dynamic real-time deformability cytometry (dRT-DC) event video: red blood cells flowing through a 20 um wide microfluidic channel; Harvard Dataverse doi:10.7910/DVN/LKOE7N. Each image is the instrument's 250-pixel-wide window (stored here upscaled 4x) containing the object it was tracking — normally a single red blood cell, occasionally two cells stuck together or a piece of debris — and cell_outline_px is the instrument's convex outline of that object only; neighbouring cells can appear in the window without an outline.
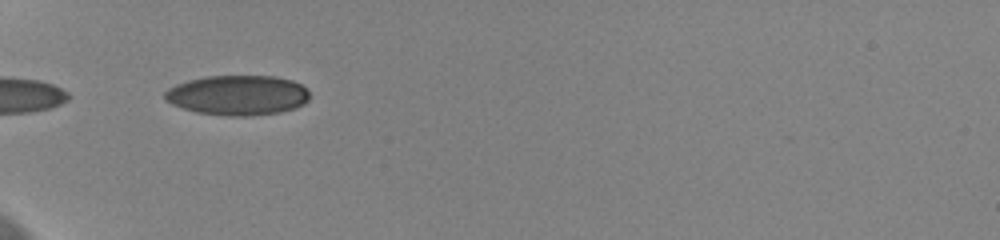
{"species": "human", "species_latin": "Homo sapiens", "temperature_condition": "cold", "stored_images_in_passage": 37, "camera_frame_rate_fps": 3000, "um_per_image_px": 0.085, "donor": {"sex": "female"}, "frame": {"image": 1, "passage_image": 1, "time_ms": 0.0, "image_size_px": [1000, 240], "cell_outline_px": [[308, 100], [304, 104], [296, 108], [280, 112], [248, 116], [228, 116], [196, 112], [172, 104], [164, 100], [164, 92], [168, 88], [176, 84], [188, 80], [204, 76], [276, 76], [292, 80], [308, 88]], "centroid_in_image_um": [20.2, 8.09], "position_along_channel_um": 64.8, "area_um2": 33.93}, "authors_computed_cell_mechanics": {"area_um2": 32.368, "velocity_mm_per_s": 3.6498, "shape_relaxation_time_tau1_ms": 9.8967, "shape_relaxation_time_tau2_ms": 1.1654, "deformation_change_tau1": 0.1708, "deformation_change_tau2": 0.0668}}